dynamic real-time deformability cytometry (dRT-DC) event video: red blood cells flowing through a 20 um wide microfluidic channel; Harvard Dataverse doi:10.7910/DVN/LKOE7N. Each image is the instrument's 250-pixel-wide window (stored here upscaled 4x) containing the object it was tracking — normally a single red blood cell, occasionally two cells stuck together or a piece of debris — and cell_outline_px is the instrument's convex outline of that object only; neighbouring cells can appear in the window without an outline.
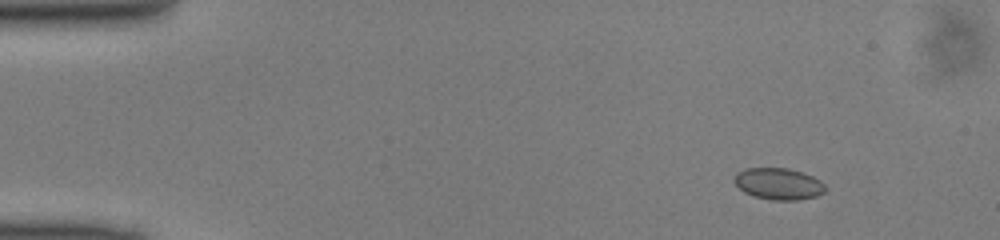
{"species": "common noctule bat (a hibernating species)", "species_latin": "Nyctalus noctula", "temperature_condition": "cold", "stored_images_in_passage": 49, "camera_frame_rate_fps": 3000, "um_per_image_px": 0.085, "animal": {"sex": "male", "body_mass_g": 13.0, "forearm_length_mm": 53.1}, "frame": {"image": 1, "passage_image": 6, "time_ms": 1.667, "image_size_px": [1000, 240], "cell_outline_px": [[824, 192], [816, 196], [800, 200], [772, 200], [752, 196], [744, 192], [732, 180], [732, 176], [736, 172], [744, 168], [788, 168], [804, 172], [820, 180], [824, 184]], "centroid_in_image_um": [66.13, 15.61], "position_along_channel_um": 18.9, "area_um2": 16.99}}
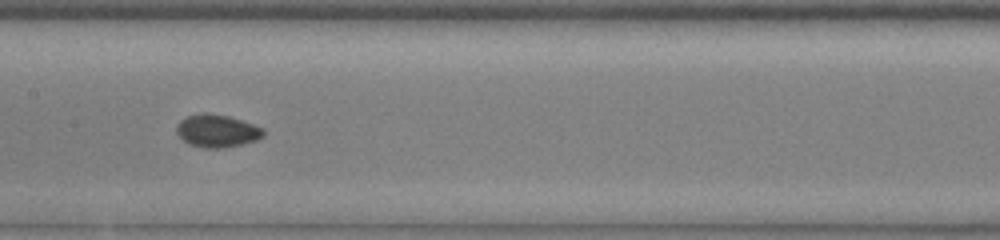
{"frame": {"image": 2, "passage_image": 25, "time_ms": 8.0, "image_size_px": [1000, 240], "cell_outline_px": [[264, 136], [256, 140], [224, 148], [204, 148], [188, 144], [176, 132], [176, 124], [180, 120], [188, 116], [204, 112], [228, 116], [264, 128]], "centroid_in_image_um": [18.43, 11.12], "position_along_channel_um": 189.0, "area_um2": 16.47}}
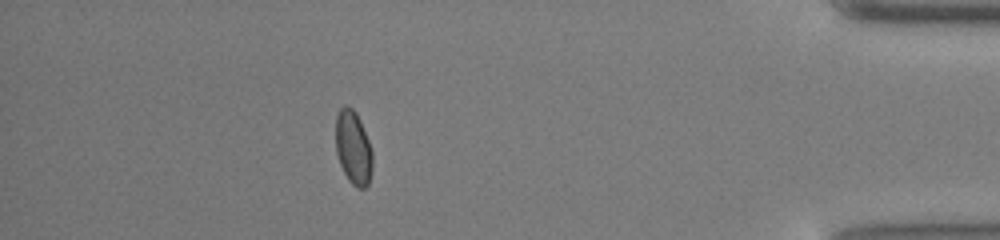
{"frame": {"image": 3, "passage_image": 44, "time_ms": 14.333, "image_size_px": [1000, 240], "cell_outline_px": [[372, 172], [368, 184], [364, 188], [356, 188], [348, 180], [340, 164], [336, 152], [336, 116], [340, 108], [344, 104], [348, 104], [356, 112], [360, 120], [368, 140], [372, 152]], "centroid_in_image_um": [30.02, 12.54], "position_along_channel_um": 405.2, "area_um2": 15.9}}